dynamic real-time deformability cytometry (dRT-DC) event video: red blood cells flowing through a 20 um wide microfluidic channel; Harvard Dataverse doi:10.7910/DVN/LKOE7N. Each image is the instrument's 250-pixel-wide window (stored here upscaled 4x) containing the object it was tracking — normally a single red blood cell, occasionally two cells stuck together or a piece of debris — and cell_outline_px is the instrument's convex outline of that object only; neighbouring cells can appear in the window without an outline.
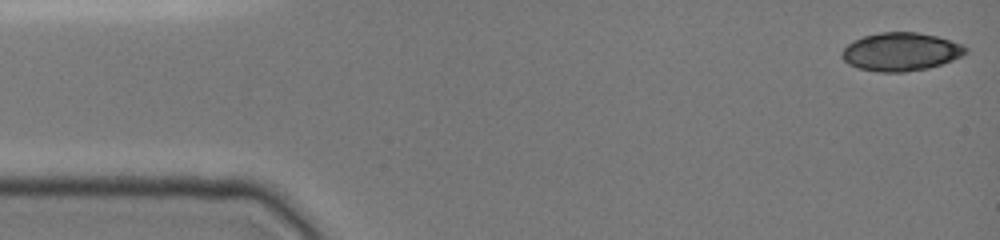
{"species": "common noctule bat (a hibernating species)", "species_latin": "Nyctalus noctula", "temperature_condition": "cold", "stored_images_in_passage": 45, "camera_frame_rate_fps": 3000, "um_per_image_px": 0.085, "animal": {"sex": "female", "body_mass_g": 19.0, "forearm_length_mm": 51.5}, "frame": {"image": 1, "passage_image": 1, "time_ms": 0.0, "image_size_px": [1000, 240], "cell_outline_px": [[968, 52], [952, 60], [928, 68], [904, 72], [880, 72], [856, 68], [848, 64], [840, 56], [840, 52], [852, 40], [864, 36], [880, 32], [916, 32], [936, 36], [964, 44], [968, 48]], "centroid_in_image_um": [76.55, 4.4], "position_along_channel_um": 8.5, "area_um2": 27.74}}
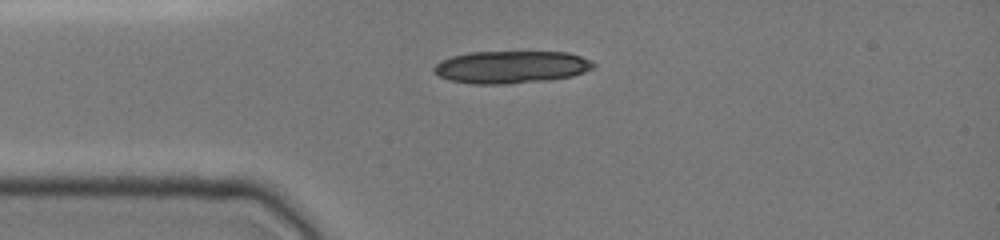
{"frame": {"image": 2, "passage_image": 11, "time_ms": 3.333, "image_size_px": [1000, 240], "cell_outline_px": [[596, 64], [592, 68], [584, 72], [572, 76], [548, 80], [508, 84], [472, 84], [452, 80], [440, 76], [432, 72], [432, 68], [440, 60], [452, 56], [468, 52], [568, 52], [592, 60]], "centroid_in_image_um": [43.44, 5.7], "position_along_channel_um": 41.6, "area_um2": 30.29}}